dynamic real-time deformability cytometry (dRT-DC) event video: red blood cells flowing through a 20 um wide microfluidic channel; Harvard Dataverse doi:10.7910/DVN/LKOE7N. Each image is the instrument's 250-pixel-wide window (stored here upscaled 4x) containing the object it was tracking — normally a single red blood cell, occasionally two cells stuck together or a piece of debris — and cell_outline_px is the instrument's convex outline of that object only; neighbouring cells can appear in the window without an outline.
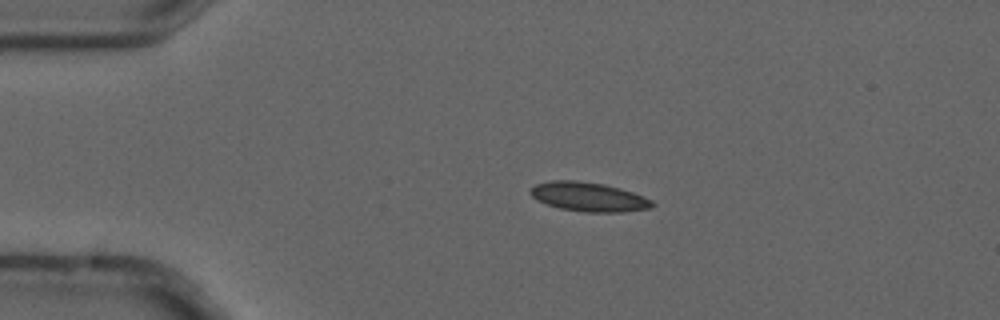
{"species": "common noctule bat (a hibernating species)", "species_latin": "Nyctalus noctula", "temperature_condition": "cold", "stored_images_in_passage": 4, "camera_frame_rate_fps": 3000, "um_per_image_px": 0.085, "animal": {"sex": "male", "forearm_length_mm": 52.5}, "frame": {"image": 1, "passage_image": 3, "time_ms": 0.667, "image_size_px": [1000, 320], "cell_outline_px": [[656, 204], [652, 208], [620, 212], [584, 212], [560, 208], [536, 200], [528, 192], [536, 184], [552, 180], [576, 180], [604, 184], [620, 188], [644, 196], [652, 200]], "centroid_in_image_um": [50.05, 16.73], "position_along_channel_um": 34.9, "area_um2": 20.75}}